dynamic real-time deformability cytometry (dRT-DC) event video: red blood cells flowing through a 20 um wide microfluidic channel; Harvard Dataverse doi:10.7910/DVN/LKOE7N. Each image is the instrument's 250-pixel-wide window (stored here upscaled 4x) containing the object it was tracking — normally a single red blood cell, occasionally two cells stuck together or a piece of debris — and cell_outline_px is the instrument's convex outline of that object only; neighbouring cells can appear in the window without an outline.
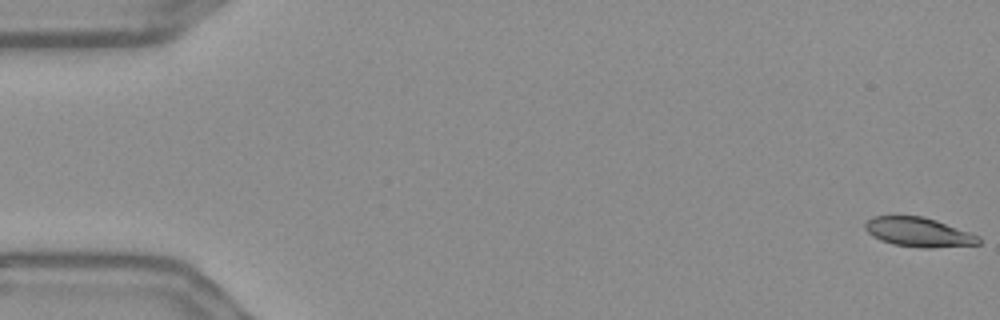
{"species": "Egyptian fruit bat (a non-hibernating species)", "species_latin": "Rousettus aegyptiacus", "temperature_condition": "warm", "stored_images_in_passage": 18, "camera_frame_rate_fps": 3000, "um_per_image_px": 0.085, "frame": {"image": 1, "passage_image": 1, "time_ms": 0.0, "image_size_px": [1000, 320], "cell_outline_px": [[980, 244], [932, 248], [920, 248], [892, 244], [880, 240], [872, 236], [864, 228], [864, 224], [872, 216], [924, 216], [936, 220], [980, 236]], "centroid_in_image_um": [78.07, 19.74], "position_along_channel_um": 6.9, "area_um2": 19.48}}
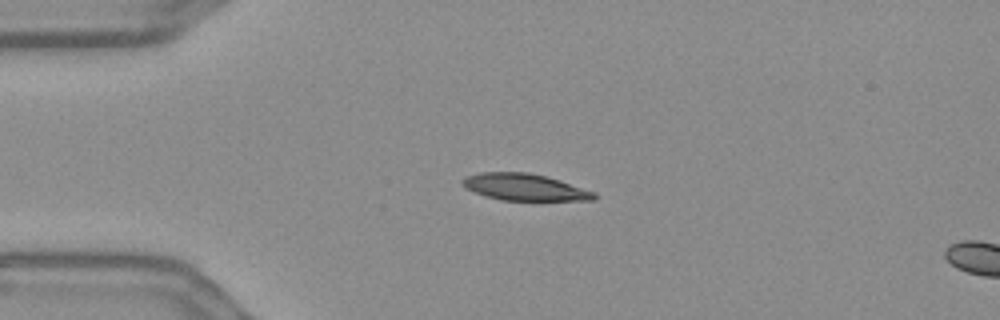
{"frame": {"image": 2, "passage_image": 14, "time_ms": 4.333, "image_size_px": [1000, 320], "cell_outline_px": [[596, 200], [500, 200], [484, 196], [464, 188], [460, 184], [460, 180], [464, 176], [480, 172], [528, 172], [548, 176], [596, 192]], "centroid_in_image_um": [44.54, 15.9], "position_along_channel_um": 40.5, "area_um2": 20.87}}